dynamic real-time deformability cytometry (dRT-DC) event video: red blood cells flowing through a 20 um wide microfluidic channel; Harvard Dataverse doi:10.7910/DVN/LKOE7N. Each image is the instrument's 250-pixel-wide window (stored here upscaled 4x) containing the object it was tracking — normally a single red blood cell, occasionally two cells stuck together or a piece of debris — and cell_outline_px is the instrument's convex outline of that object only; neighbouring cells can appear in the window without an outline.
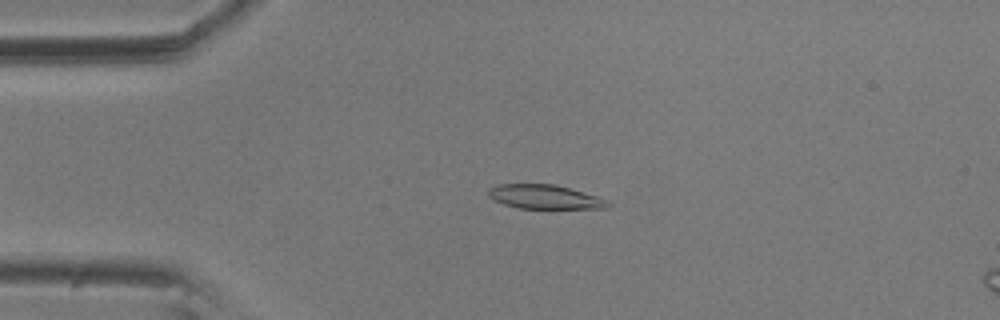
{"species": "common noctule bat (a hibernating species)", "species_latin": "Nyctalus noctula", "temperature_condition": "room temperature", "stored_images_in_passage": 41, "camera_frame_rate_fps": 3000, "um_per_image_px": 0.085, "animal": {"sex": "male", "body_mass_g": 20.5, "forearm_length_mm": 52.5}, "frame": {"image": 1, "passage_image": 1, "time_ms": 0.0, "image_size_px": [1000, 320], "cell_outline_px": [[612, 204], [608, 208], [520, 208], [504, 204], [488, 196], [488, 188], [496, 184], [552, 184], [568, 188], [596, 196], [608, 200]], "centroid_in_image_um": [46.29, 16.73], "position_along_channel_um": 38.7, "area_um2": 16.59}}
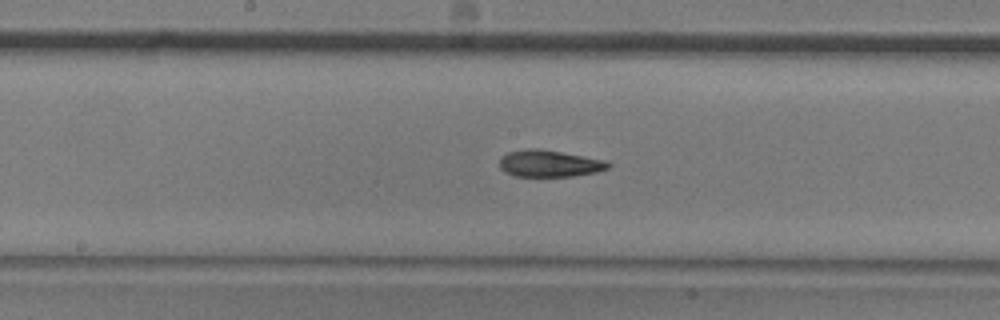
{"frame": {"image": 2, "passage_image": 17, "time_ms": 5.333, "image_size_px": [1000, 320], "cell_outline_px": [[612, 164], [608, 168], [596, 172], [572, 176], [512, 176], [504, 172], [500, 168], [500, 160], [508, 152], [524, 148], [536, 148], [560, 152], [604, 160]], "centroid_in_image_um": [46.66, 13.9], "position_along_channel_um": 201.5, "area_um2": 16.82}}
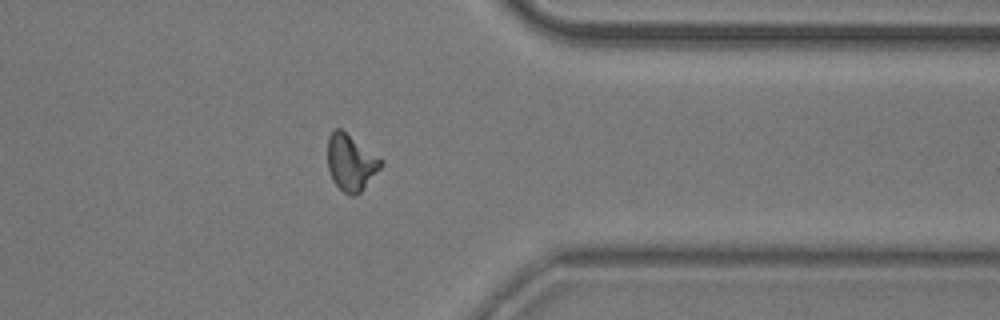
{"frame": {"image": 3, "passage_image": 33, "time_ms": 10.667, "image_size_px": [1000, 320], "cell_outline_px": [[384, 164], [364, 188], [360, 192], [352, 196], [348, 196], [332, 180], [328, 168], [328, 136], [336, 128], [340, 128], [380, 156], [384, 160]], "centroid_in_image_um": [29.85, 13.81], "position_along_channel_um": 381.5, "area_um2": 17.63}, "authors_computed_cell_mechanics": {"area_um2": 17.051, "velocity_mm_per_s": 3.5639, "shape_relaxation_time_tau1_ms": 5.4059, "shape_relaxation_time_tau2_ms": 3.375, "deformation_change_tau1": 0.1631, "deformation_change_tau2": 0.1037}}